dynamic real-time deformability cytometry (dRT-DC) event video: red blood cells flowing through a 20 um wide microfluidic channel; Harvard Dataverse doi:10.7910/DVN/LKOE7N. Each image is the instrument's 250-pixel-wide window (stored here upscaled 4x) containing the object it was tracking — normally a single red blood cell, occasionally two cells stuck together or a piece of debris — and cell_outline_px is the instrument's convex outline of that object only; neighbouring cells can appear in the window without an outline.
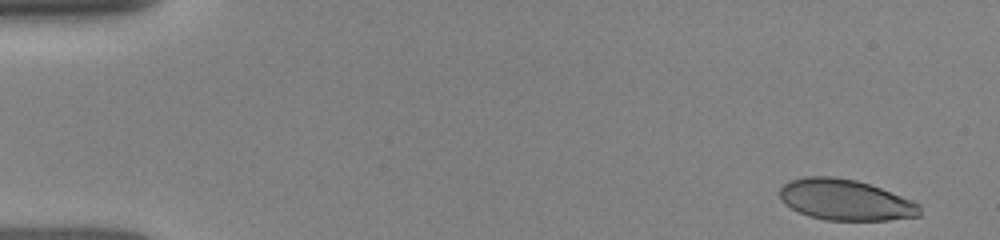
{"species": "human", "species_latin": "Homo sapiens", "temperature_condition": "room temperature", "stored_images_in_passage": 13, "camera_frame_rate_fps": 3000, "um_per_image_px": 0.085, "donor": {"sex": "female"}, "frame": {"image": 1, "passage_image": 1, "time_ms": 0.0, "image_size_px": [1000, 240], "cell_outline_px": [[920, 216], [888, 220], [824, 220], [808, 216], [784, 204], [780, 200], [780, 188], [788, 180], [808, 176], [832, 176], [856, 180], [880, 188], [912, 200], [920, 204]], "centroid_in_image_um": [71.83, 16.99], "position_along_channel_um": 13.2, "area_um2": 33.41}}
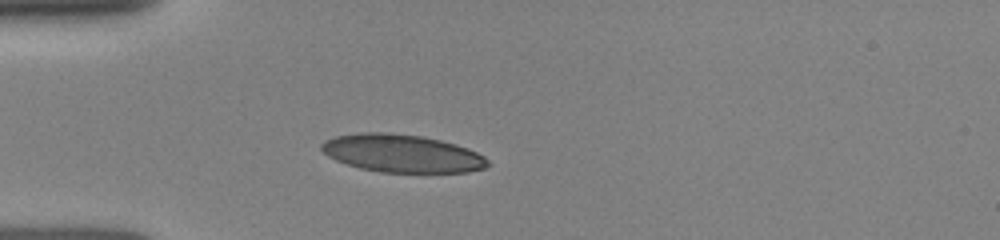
{"frame": {"image": 2, "passage_image": 12, "time_ms": 3.667, "image_size_px": [1000, 240], "cell_outline_px": [[492, 164], [484, 168], [468, 172], [380, 172], [360, 168], [336, 160], [328, 156], [320, 148], [320, 144], [324, 140], [336, 136], [360, 132], [380, 132], [420, 136], [440, 140], [456, 144], [468, 148], [484, 156]], "centroid_in_image_um": [34.17, 13.04], "position_along_channel_um": 50.8, "area_um2": 36.59}}